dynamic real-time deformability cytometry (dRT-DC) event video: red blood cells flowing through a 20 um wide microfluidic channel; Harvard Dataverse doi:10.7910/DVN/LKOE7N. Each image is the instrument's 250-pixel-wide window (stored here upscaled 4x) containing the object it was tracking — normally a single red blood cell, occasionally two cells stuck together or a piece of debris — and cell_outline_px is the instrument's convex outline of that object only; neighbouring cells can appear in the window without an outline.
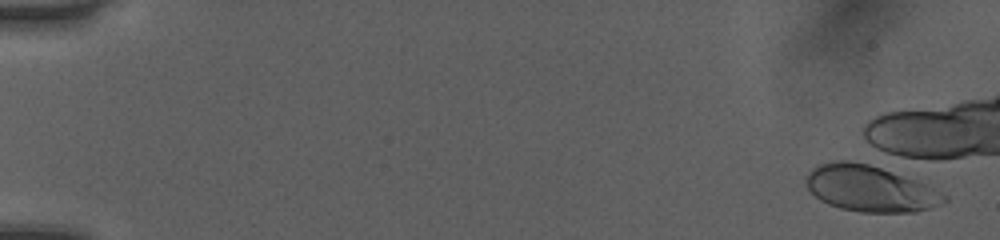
{"species": "human", "species_latin": "Homo sapiens", "temperature_condition": "room temperature", "stored_images_in_passage": 2, "camera_frame_rate_fps": 3000, "um_per_image_px": 0.085, "donor": {"sex": "female"}, "frame": {"image": 1, "passage_image": 2, "time_ms": 0.333, "image_size_px": [1000, 240], "cell_outline_px": [[948, 200], [940, 204], [916, 212], [860, 212], [840, 208], [828, 204], [820, 200], [804, 184], [804, 176], [812, 168], [820, 164], [832, 160], [848, 160], [868, 164], [916, 180], [948, 196]], "centroid_in_image_um": [73.89, 16.02], "position_along_channel_um": 11.1, "area_um2": 36.99}}